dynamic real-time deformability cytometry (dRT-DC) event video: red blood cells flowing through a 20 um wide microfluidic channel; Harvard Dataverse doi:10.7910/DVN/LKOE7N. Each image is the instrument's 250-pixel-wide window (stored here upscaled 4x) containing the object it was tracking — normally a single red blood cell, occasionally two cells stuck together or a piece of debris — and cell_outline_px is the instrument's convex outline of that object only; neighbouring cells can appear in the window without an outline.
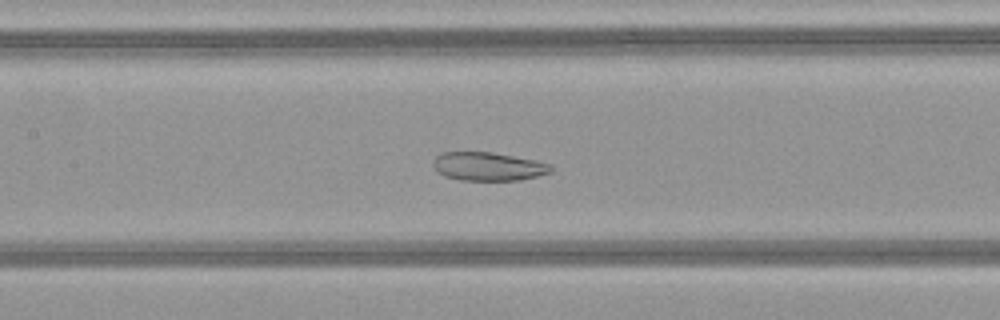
{"species": "common noctule bat (a hibernating species)", "species_latin": "Nyctalus noctula", "temperature_condition": "warm", "stored_images_in_passage": 51, "segment_of_instrument_passage": [1, 2], "camera_frame_rate_fps": 3000, "um_per_image_px": 0.085, "animal": {"sex": "female", "body_mass_g": 21.9}, "frame": {"image": 1, "passage_image": 24, "time_ms": 7.667, "image_size_px": [1000, 320], "cell_outline_px": [[552, 172], [520, 180], [460, 180], [444, 176], [436, 172], [432, 164], [432, 160], [440, 152], [492, 152], [536, 160], [552, 164]], "centroid_in_image_um": [41.47, 14.14], "position_along_channel_um": 165.9, "area_um2": 19.77}}
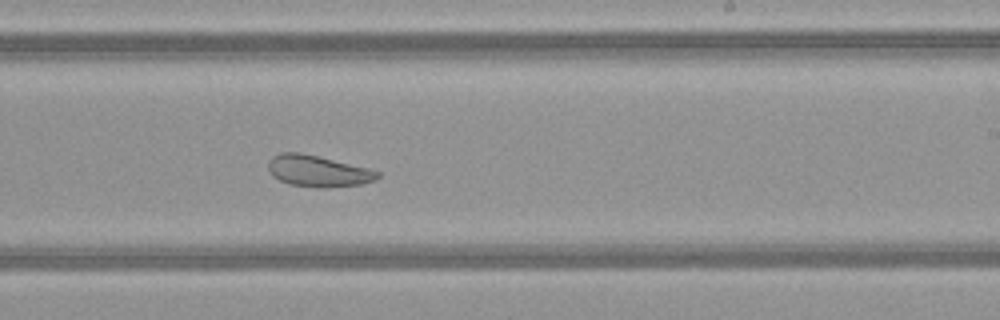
{"frame": {"image": 2, "passage_image": 31, "time_ms": 10.0, "image_size_px": [1000, 320], "cell_outline_px": [[380, 176], [376, 180], [360, 184], [324, 188], [316, 188], [288, 184], [272, 176], [268, 168], [268, 160], [272, 156], [280, 152], [300, 152], [368, 168], [380, 172]], "centroid_in_image_um": [26.99, 14.54], "position_along_channel_um": 262.0, "area_um2": 20.06}}
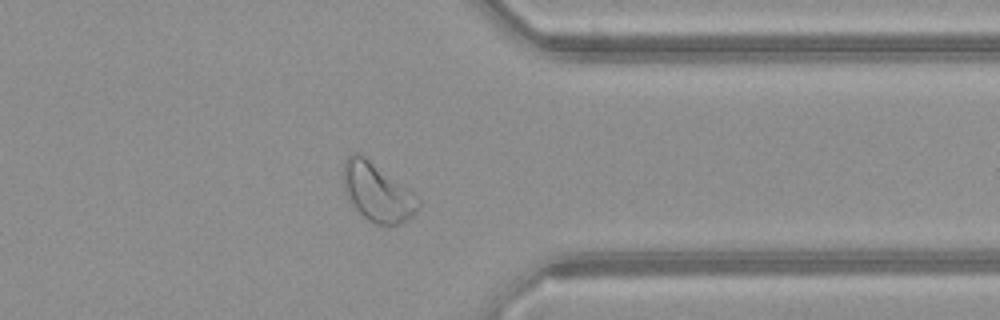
{"frame": {"image": 3, "passage_image": 40, "time_ms": 13.0, "image_size_px": [1000, 320], "cell_outline_px": [[420, 208], [412, 216], [396, 224], [376, 224], [364, 216], [348, 200], [344, 188], [344, 160], [352, 152], [360, 152], [412, 192], [420, 200]], "centroid_in_image_um": [32.05, 16.31], "position_along_channel_um": 379.3, "area_um2": 25.03}}